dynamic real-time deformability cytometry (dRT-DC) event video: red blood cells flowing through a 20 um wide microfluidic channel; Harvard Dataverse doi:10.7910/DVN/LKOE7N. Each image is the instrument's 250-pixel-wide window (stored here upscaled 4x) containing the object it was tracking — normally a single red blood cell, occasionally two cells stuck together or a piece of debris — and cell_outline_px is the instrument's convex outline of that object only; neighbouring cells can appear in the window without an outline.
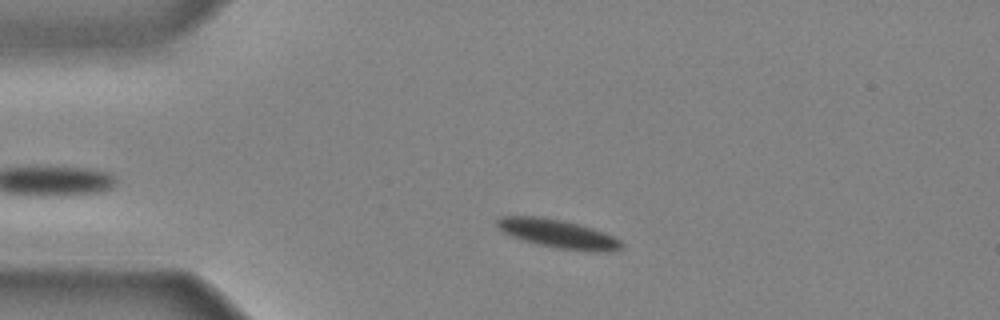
{"species": "common noctule bat (a hibernating species)", "species_latin": "Nyctalus noctula", "temperature_condition": "cold", "stored_images_in_passage": 40, "camera_frame_rate_fps": 3000, "um_per_image_px": 0.085, "animal": {"sex": "male", "body_mass_g": 20.4}, "frame": {"image": 1, "passage_image": 6, "time_ms": 1.667, "image_size_px": [1000, 320], "cell_outline_px": [[624, 248], [608, 252], [600, 252], [556, 248], [524, 240], [512, 236], [504, 232], [496, 224], [496, 220], [500, 216], [540, 216], [564, 220], [592, 228], [604, 232], [620, 240], [624, 244]], "centroid_in_image_um": [47.47, 19.86], "position_along_channel_um": 37.5, "area_um2": 20.63}}
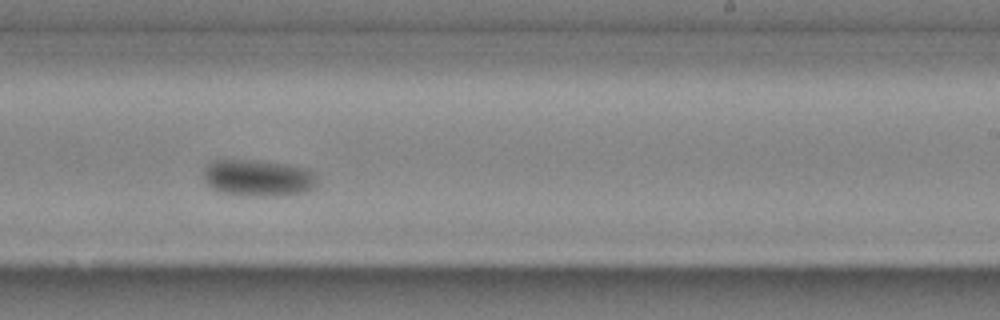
{"frame": {"image": 2, "passage_image": 24, "time_ms": 7.667, "image_size_px": [1000, 320], "cell_outline_px": [[316, 188], [308, 192], [284, 196], [244, 196], [220, 192], [212, 188], [204, 180], [204, 168], [212, 160], [252, 160], [288, 164], [308, 168], [316, 176]], "centroid_in_image_um": [21.98, 15.14], "position_along_channel_um": 267.0, "area_um2": 24.74}}
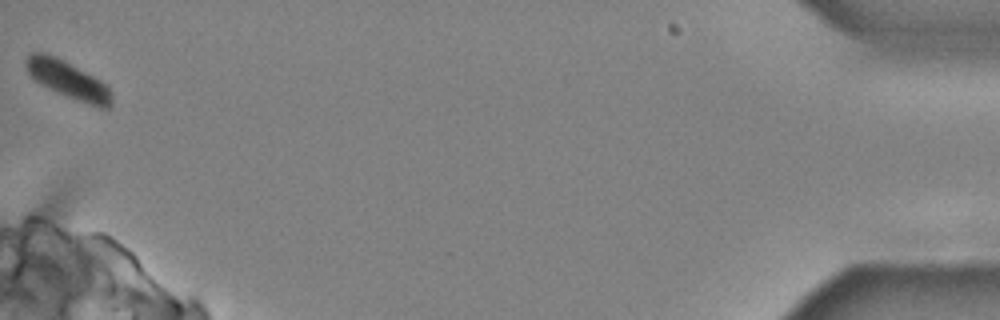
{"frame": {"image": 3, "passage_image": 40, "time_ms": 13.0, "image_size_px": [1000, 320], "cell_outline_px": [[112, 104], [108, 108], [100, 108], [56, 92], [40, 84], [28, 72], [24, 64], [24, 60], [32, 52], [44, 52], [56, 56], [108, 84], [112, 96]], "centroid_in_image_um": [5.79, 6.77], "position_along_channel_um": 429.4, "area_um2": 18.67}}